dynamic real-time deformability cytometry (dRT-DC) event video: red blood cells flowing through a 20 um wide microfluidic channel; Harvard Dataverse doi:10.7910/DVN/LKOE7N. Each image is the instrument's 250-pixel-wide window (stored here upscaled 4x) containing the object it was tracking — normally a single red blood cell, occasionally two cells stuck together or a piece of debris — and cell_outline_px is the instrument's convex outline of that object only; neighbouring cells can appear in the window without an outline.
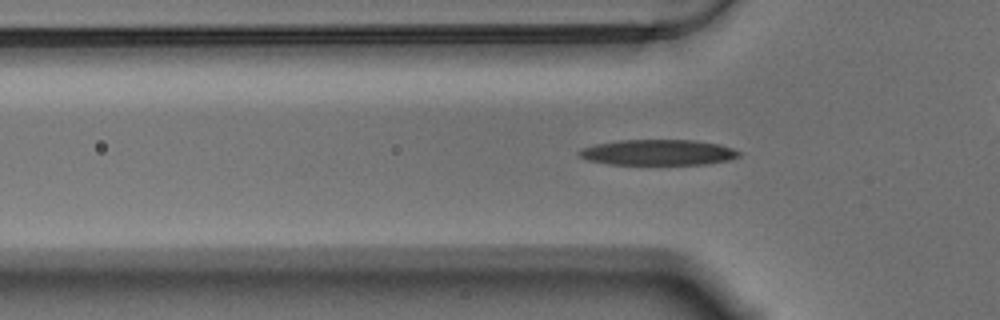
{"species": "Egyptian fruit bat (a non-hibernating species)", "species_latin": "Rousettus aegyptiacus", "temperature_condition": "warm", "stored_images_in_passage": 44, "camera_frame_rate_fps": 3000, "um_per_image_px": 0.085, "animal": {"sex": "male"}, "frame": {"image": 1, "passage_image": 11, "time_ms": 3.333, "image_size_px": [1000, 320], "cell_outline_px": [[740, 156], [728, 160], [708, 164], [608, 164], [588, 160], [576, 156], [576, 152], [580, 148], [596, 144], [620, 140], [692, 140], [716, 144], [732, 148], [740, 152]], "centroid_in_image_um": [55.87, 12.96], "position_along_channel_um": 69.9, "area_um2": 23.87}}
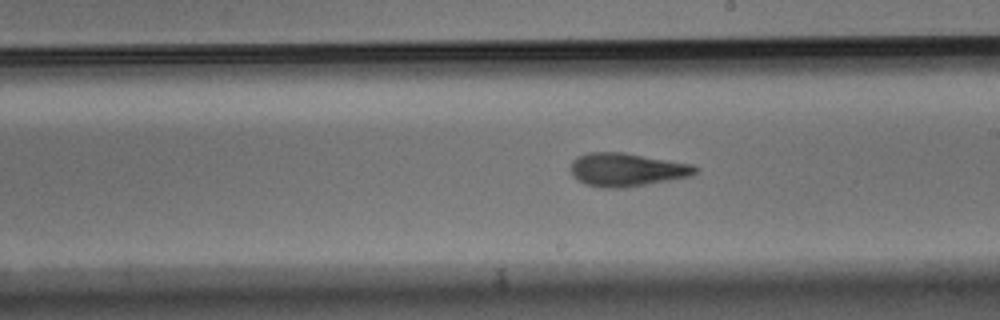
{"frame": {"image": 2, "passage_image": 25, "time_ms": 8.0, "image_size_px": [1000, 320], "cell_outline_px": [[700, 168], [692, 176], [624, 188], [600, 188], [584, 184], [572, 176], [572, 160], [576, 156], [588, 152], [624, 152], [692, 164]], "centroid_in_image_um": [53.26, 14.42], "position_along_channel_um": 235.7, "area_um2": 24.39}}
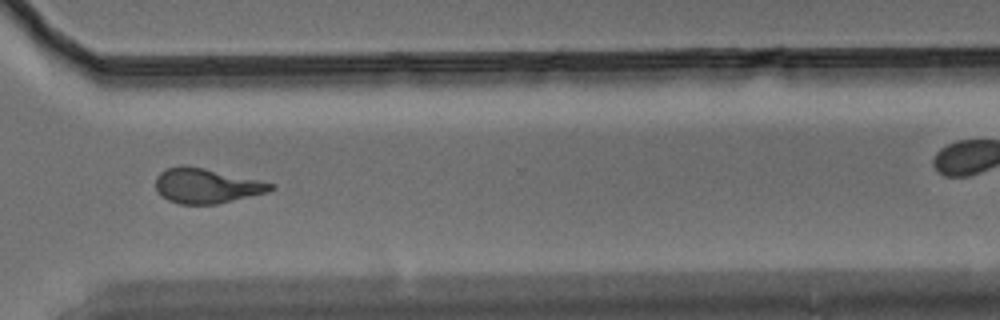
{"frame": {"image": 3, "passage_image": 35, "time_ms": 11.333, "image_size_px": [1000, 320], "cell_outline_px": [[276, 188], [268, 192], [216, 204], [180, 204], [168, 200], [160, 196], [156, 188], [156, 176], [160, 172], [168, 168], [180, 164], [184, 164], [204, 168], [276, 184]], "centroid_in_image_um": [17.53, 15.79], "position_along_channel_um": 353.1, "area_um2": 23.41}, "authors_computed_cell_mechanics": {"area_um2": 23.4379, "velocity_mm_per_s": 3.5236, "shape_relaxation_time_tau1_ms": 5.5994, "shape_relaxation_time_tau2_ms": 2.6468, "deformation_change_tau1": 0.2283, "deformation_change_tau2": 0.1168}}